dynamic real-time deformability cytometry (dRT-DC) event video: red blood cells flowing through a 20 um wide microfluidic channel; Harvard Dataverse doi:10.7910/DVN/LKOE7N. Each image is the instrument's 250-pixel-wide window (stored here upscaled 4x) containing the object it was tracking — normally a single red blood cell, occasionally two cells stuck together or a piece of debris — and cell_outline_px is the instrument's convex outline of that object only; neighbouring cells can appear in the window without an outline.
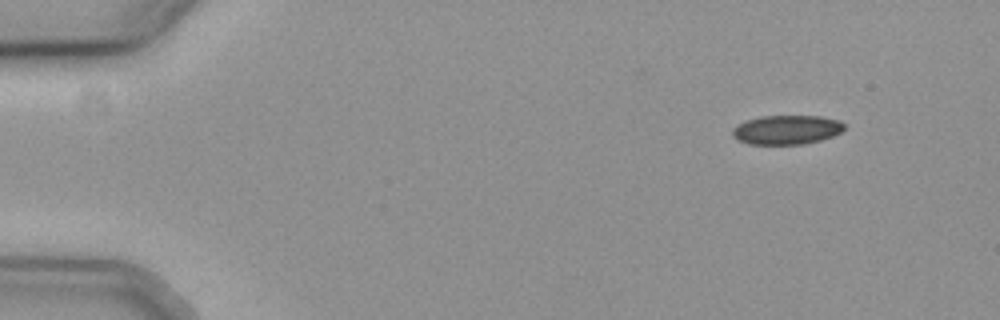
{"species": "common noctule bat (a hibernating species)", "species_latin": "Nyctalus noctula", "temperature_condition": "cold", "stored_images_in_passage": 51, "camera_frame_rate_fps": 3000, "um_per_image_px": 0.085, "animal": {"sex": "female", "body_mass_g": 19.3, "forearm_length_mm": 54.1}, "frame": {"image": 1, "passage_image": 1, "time_ms": 0.0, "image_size_px": [1000, 320], "cell_outline_px": [[844, 128], [840, 132], [832, 136], [820, 140], [804, 144], [748, 144], [732, 136], [732, 128], [744, 120], [764, 116], [820, 116], [840, 120], [844, 124]], "centroid_in_image_um": [66.85, 11.02], "position_along_channel_um": 18.1, "area_um2": 19.02}}
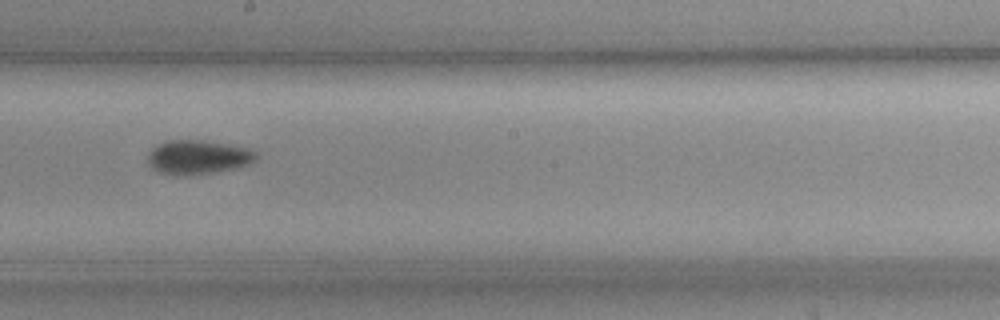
{"frame": {"image": 2, "passage_image": 27, "time_ms": 8.667, "image_size_px": [1000, 320], "cell_outline_px": [[256, 160], [248, 164], [236, 168], [188, 176], [168, 176], [152, 168], [148, 164], [148, 152], [156, 144], [168, 140], [204, 140], [244, 148], [256, 152]], "centroid_in_image_um": [16.74, 13.37], "position_along_channel_um": 231.5, "area_um2": 21.62}}
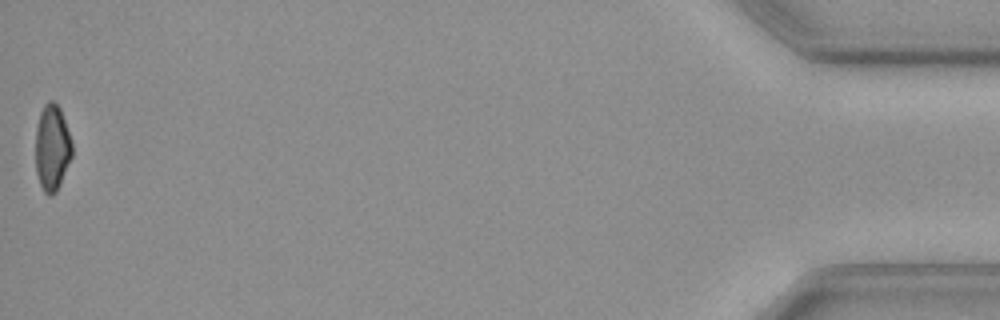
{"frame": {"image": 3, "passage_image": 51, "time_ms": 16.667, "image_size_px": [1000, 320], "cell_outline_px": [[72, 156], [60, 184], [56, 192], [52, 196], [48, 196], [44, 192], [40, 184], [36, 172], [36, 128], [40, 112], [44, 104], [48, 100], [52, 100], [60, 108], [72, 140]], "centroid_in_image_um": [4.43, 12.55], "position_along_channel_um": 430.8, "area_um2": 18.44}}